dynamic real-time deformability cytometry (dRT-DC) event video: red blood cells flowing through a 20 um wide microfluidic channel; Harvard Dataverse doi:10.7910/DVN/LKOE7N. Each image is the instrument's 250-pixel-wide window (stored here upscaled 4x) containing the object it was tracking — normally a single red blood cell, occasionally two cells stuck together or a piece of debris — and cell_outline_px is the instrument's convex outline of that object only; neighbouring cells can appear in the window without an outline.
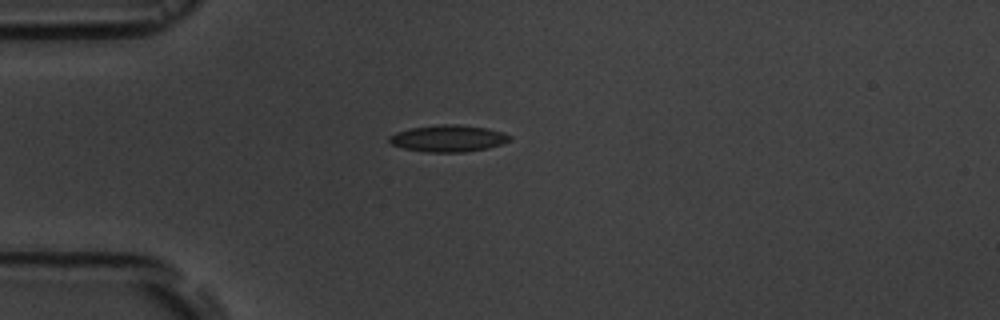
{"species": "common noctule bat (a hibernating species)", "species_latin": "Nyctalus noctula", "temperature_condition": "room temperature", "stored_images_in_passage": 4, "camera_frame_rate_fps": 3000, "um_per_image_px": 0.085, "animal": {"sex": "male", "body_mass_g": 19.5, "forearm_length_mm": 54.6}, "frame": {"image": 1, "passage_image": 4, "time_ms": 3.333, "image_size_px": [1000, 320], "cell_outline_px": [[512, 136], [508, 140], [500, 144], [488, 148], [464, 152], [428, 152], [404, 148], [392, 144], [388, 140], [388, 136], [396, 132], [412, 128], [440, 124], [460, 124], [488, 128], [504, 132]], "centroid_in_image_um": [38.11, 11.75], "position_along_channel_um": 46.9, "area_um2": 18.73}}